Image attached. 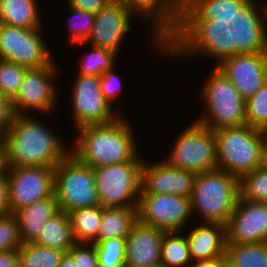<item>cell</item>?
I'll return each instance as SVG.
<instances>
[{
  "label": "cell",
  "instance_id": "6da1fadb",
  "mask_svg": "<svg viewBox=\"0 0 267 267\" xmlns=\"http://www.w3.org/2000/svg\"><path fill=\"white\" fill-rule=\"evenodd\" d=\"M198 54L214 57L215 66L245 100L267 82V46L238 20H218L203 12L189 39L168 43L167 55L172 58Z\"/></svg>",
  "mask_w": 267,
  "mask_h": 267
},
{
  "label": "cell",
  "instance_id": "7a4b0ae2",
  "mask_svg": "<svg viewBox=\"0 0 267 267\" xmlns=\"http://www.w3.org/2000/svg\"><path fill=\"white\" fill-rule=\"evenodd\" d=\"M49 126L31 116L15 115L3 134L6 167H55L70 147Z\"/></svg>",
  "mask_w": 267,
  "mask_h": 267
},
{
  "label": "cell",
  "instance_id": "3957f363",
  "mask_svg": "<svg viewBox=\"0 0 267 267\" xmlns=\"http://www.w3.org/2000/svg\"><path fill=\"white\" fill-rule=\"evenodd\" d=\"M124 118L121 116L111 123L78 128L70 153L93 169L128 161H144L138 152L131 124Z\"/></svg>",
  "mask_w": 267,
  "mask_h": 267
},
{
  "label": "cell",
  "instance_id": "277c9868",
  "mask_svg": "<svg viewBox=\"0 0 267 267\" xmlns=\"http://www.w3.org/2000/svg\"><path fill=\"white\" fill-rule=\"evenodd\" d=\"M149 19L151 43L162 56L168 54V43L189 39L197 19L203 13V0H116ZM147 18V19H146Z\"/></svg>",
  "mask_w": 267,
  "mask_h": 267
},
{
  "label": "cell",
  "instance_id": "5b68a950",
  "mask_svg": "<svg viewBox=\"0 0 267 267\" xmlns=\"http://www.w3.org/2000/svg\"><path fill=\"white\" fill-rule=\"evenodd\" d=\"M240 198L239 179L221 169L196 174L190 197L194 212L204 223L227 226Z\"/></svg>",
  "mask_w": 267,
  "mask_h": 267
},
{
  "label": "cell",
  "instance_id": "8992f818",
  "mask_svg": "<svg viewBox=\"0 0 267 267\" xmlns=\"http://www.w3.org/2000/svg\"><path fill=\"white\" fill-rule=\"evenodd\" d=\"M208 75L206 81L203 80L200 93L206 111L194 120L212 131L245 125L246 100L216 66H213Z\"/></svg>",
  "mask_w": 267,
  "mask_h": 267
},
{
  "label": "cell",
  "instance_id": "52a82bcc",
  "mask_svg": "<svg viewBox=\"0 0 267 267\" xmlns=\"http://www.w3.org/2000/svg\"><path fill=\"white\" fill-rule=\"evenodd\" d=\"M216 138L217 166L240 179L263 165V142L257 128L247 124L213 131Z\"/></svg>",
  "mask_w": 267,
  "mask_h": 267
},
{
  "label": "cell",
  "instance_id": "ba28073f",
  "mask_svg": "<svg viewBox=\"0 0 267 267\" xmlns=\"http://www.w3.org/2000/svg\"><path fill=\"white\" fill-rule=\"evenodd\" d=\"M54 170V194L59 211L68 213L100 205L93 168L69 153Z\"/></svg>",
  "mask_w": 267,
  "mask_h": 267
},
{
  "label": "cell",
  "instance_id": "9c48e42d",
  "mask_svg": "<svg viewBox=\"0 0 267 267\" xmlns=\"http://www.w3.org/2000/svg\"><path fill=\"white\" fill-rule=\"evenodd\" d=\"M178 134L165 161L176 169L195 174L217 169L216 138L211 129L197 121Z\"/></svg>",
  "mask_w": 267,
  "mask_h": 267
},
{
  "label": "cell",
  "instance_id": "30bf717a",
  "mask_svg": "<svg viewBox=\"0 0 267 267\" xmlns=\"http://www.w3.org/2000/svg\"><path fill=\"white\" fill-rule=\"evenodd\" d=\"M143 162L128 161L93 169L101 207H138Z\"/></svg>",
  "mask_w": 267,
  "mask_h": 267
},
{
  "label": "cell",
  "instance_id": "8fae6325",
  "mask_svg": "<svg viewBox=\"0 0 267 267\" xmlns=\"http://www.w3.org/2000/svg\"><path fill=\"white\" fill-rule=\"evenodd\" d=\"M44 40L41 29L0 23V59L28 69L47 66L54 58Z\"/></svg>",
  "mask_w": 267,
  "mask_h": 267
},
{
  "label": "cell",
  "instance_id": "7c38bea8",
  "mask_svg": "<svg viewBox=\"0 0 267 267\" xmlns=\"http://www.w3.org/2000/svg\"><path fill=\"white\" fill-rule=\"evenodd\" d=\"M55 62L26 70L17 95L11 100L15 115H26L27 109L47 114L56 108L58 89L52 82L58 72Z\"/></svg>",
  "mask_w": 267,
  "mask_h": 267
},
{
  "label": "cell",
  "instance_id": "4fadbf2b",
  "mask_svg": "<svg viewBox=\"0 0 267 267\" xmlns=\"http://www.w3.org/2000/svg\"><path fill=\"white\" fill-rule=\"evenodd\" d=\"M55 167H6L10 213L54 195Z\"/></svg>",
  "mask_w": 267,
  "mask_h": 267
},
{
  "label": "cell",
  "instance_id": "5bb4252c",
  "mask_svg": "<svg viewBox=\"0 0 267 267\" xmlns=\"http://www.w3.org/2000/svg\"><path fill=\"white\" fill-rule=\"evenodd\" d=\"M138 221L164 232H183L192 216L190 199L171 194H140Z\"/></svg>",
  "mask_w": 267,
  "mask_h": 267
},
{
  "label": "cell",
  "instance_id": "9a60e30c",
  "mask_svg": "<svg viewBox=\"0 0 267 267\" xmlns=\"http://www.w3.org/2000/svg\"><path fill=\"white\" fill-rule=\"evenodd\" d=\"M73 86L71 114L75 130L86 125L111 123L121 117L104 98L100 77L77 75Z\"/></svg>",
  "mask_w": 267,
  "mask_h": 267
},
{
  "label": "cell",
  "instance_id": "2e32d148",
  "mask_svg": "<svg viewBox=\"0 0 267 267\" xmlns=\"http://www.w3.org/2000/svg\"><path fill=\"white\" fill-rule=\"evenodd\" d=\"M135 13L124 3L112 0L95 13L93 29L86 43L109 49L118 55L123 38L132 30L130 23Z\"/></svg>",
  "mask_w": 267,
  "mask_h": 267
},
{
  "label": "cell",
  "instance_id": "e0dca14e",
  "mask_svg": "<svg viewBox=\"0 0 267 267\" xmlns=\"http://www.w3.org/2000/svg\"><path fill=\"white\" fill-rule=\"evenodd\" d=\"M227 244L267 242V202L238 200L226 226Z\"/></svg>",
  "mask_w": 267,
  "mask_h": 267
},
{
  "label": "cell",
  "instance_id": "ac0fdd59",
  "mask_svg": "<svg viewBox=\"0 0 267 267\" xmlns=\"http://www.w3.org/2000/svg\"><path fill=\"white\" fill-rule=\"evenodd\" d=\"M196 174L176 169L165 160L145 161L141 169L140 194H171L190 199Z\"/></svg>",
  "mask_w": 267,
  "mask_h": 267
},
{
  "label": "cell",
  "instance_id": "d6986e66",
  "mask_svg": "<svg viewBox=\"0 0 267 267\" xmlns=\"http://www.w3.org/2000/svg\"><path fill=\"white\" fill-rule=\"evenodd\" d=\"M164 231L137 221L125 239V265L161 267V241Z\"/></svg>",
  "mask_w": 267,
  "mask_h": 267
},
{
  "label": "cell",
  "instance_id": "ffe728a7",
  "mask_svg": "<svg viewBox=\"0 0 267 267\" xmlns=\"http://www.w3.org/2000/svg\"><path fill=\"white\" fill-rule=\"evenodd\" d=\"M185 234L192 262L225 258L226 226L217 223H202Z\"/></svg>",
  "mask_w": 267,
  "mask_h": 267
},
{
  "label": "cell",
  "instance_id": "44dd1931",
  "mask_svg": "<svg viewBox=\"0 0 267 267\" xmlns=\"http://www.w3.org/2000/svg\"><path fill=\"white\" fill-rule=\"evenodd\" d=\"M58 211L54 194L15 212L22 244L34 243L47 221Z\"/></svg>",
  "mask_w": 267,
  "mask_h": 267
},
{
  "label": "cell",
  "instance_id": "7402d4cb",
  "mask_svg": "<svg viewBox=\"0 0 267 267\" xmlns=\"http://www.w3.org/2000/svg\"><path fill=\"white\" fill-rule=\"evenodd\" d=\"M37 0H0V23L25 29H41Z\"/></svg>",
  "mask_w": 267,
  "mask_h": 267
},
{
  "label": "cell",
  "instance_id": "603a6c76",
  "mask_svg": "<svg viewBox=\"0 0 267 267\" xmlns=\"http://www.w3.org/2000/svg\"><path fill=\"white\" fill-rule=\"evenodd\" d=\"M138 207L103 208L98 231V243L110 238L126 239L138 221Z\"/></svg>",
  "mask_w": 267,
  "mask_h": 267
},
{
  "label": "cell",
  "instance_id": "cb8c5ba5",
  "mask_svg": "<svg viewBox=\"0 0 267 267\" xmlns=\"http://www.w3.org/2000/svg\"><path fill=\"white\" fill-rule=\"evenodd\" d=\"M37 245L60 251H67L76 243L72 234L68 213L56 212L42 228Z\"/></svg>",
  "mask_w": 267,
  "mask_h": 267
},
{
  "label": "cell",
  "instance_id": "d4e9b609",
  "mask_svg": "<svg viewBox=\"0 0 267 267\" xmlns=\"http://www.w3.org/2000/svg\"><path fill=\"white\" fill-rule=\"evenodd\" d=\"M68 216L76 243H98V231L102 217V207L100 205L70 211Z\"/></svg>",
  "mask_w": 267,
  "mask_h": 267
},
{
  "label": "cell",
  "instance_id": "484cf974",
  "mask_svg": "<svg viewBox=\"0 0 267 267\" xmlns=\"http://www.w3.org/2000/svg\"><path fill=\"white\" fill-rule=\"evenodd\" d=\"M225 262L230 267H267V242L226 244Z\"/></svg>",
  "mask_w": 267,
  "mask_h": 267
},
{
  "label": "cell",
  "instance_id": "4316f807",
  "mask_svg": "<svg viewBox=\"0 0 267 267\" xmlns=\"http://www.w3.org/2000/svg\"><path fill=\"white\" fill-rule=\"evenodd\" d=\"M191 263L184 233L164 232L161 241V267H188Z\"/></svg>",
  "mask_w": 267,
  "mask_h": 267
},
{
  "label": "cell",
  "instance_id": "83f0119b",
  "mask_svg": "<svg viewBox=\"0 0 267 267\" xmlns=\"http://www.w3.org/2000/svg\"><path fill=\"white\" fill-rule=\"evenodd\" d=\"M66 252L35 243L22 244L18 249L20 267H57Z\"/></svg>",
  "mask_w": 267,
  "mask_h": 267
},
{
  "label": "cell",
  "instance_id": "f1b7e54d",
  "mask_svg": "<svg viewBox=\"0 0 267 267\" xmlns=\"http://www.w3.org/2000/svg\"><path fill=\"white\" fill-rule=\"evenodd\" d=\"M118 55L109 49L91 45V51L81 57L79 71L76 75L100 77L116 65Z\"/></svg>",
  "mask_w": 267,
  "mask_h": 267
},
{
  "label": "cell",
  "instance_id": "f546056e",
  "mask_svg": "<svg viewBox=\"0 0 267 267\" xmlns=\"http://www.w3.org/2000/svg\"><path fill=\"white\" fill-rule=\"evenodd\" d=\"M257 0H203V12L218 20H239Z\"/></svg>",
  "mask_w": 267,
  "mask_h": 267
},
{
  "label": "cell",
  "instance_id": "4dcf8cb0",
  "mask_svg": "<svg viewBox=\"0 0 267 267\" xmlns=\"http://www.w3.org/2000/svg\"><path fill=\"white\" fill-rule=\"evenodd\" d=\"M240 199L267 202V168L260 166L239 179Z\"/></svg>",
  "mask_w": 267,
  "mask_h": 267
},
{
  "label": "cell",
  "instance_id": "1f68e13d",
  "mask_svg": "<svg viewBox=\"0 0 267 267\" xmlns=\"http://www.w3.org/2000/svg\"><path fill=\"white\" fill-rule=\"evenodd\" d=\"M94 245L99 267H123L125 265V239L110 238Z\"/></svg>",
  "mask_w": 267,
  "mask_h": 267
},
{
  "label": "cell",
  "instance_id": "d6a6232c",
  "mask_svg": "<svg viewBox=\"0 0 267 267\" xmlns=\"http://www.w3.org/2000/svg\"><path fill=\"white\" fill-rule=\"evenodd\" d=\"M68 7L72 14L67 22L68 26L70 25V39L73 43L85 45L93 29L95 13L80 10L71 6Z\"/></svg>",
  "mask_w": 267,
  "mask_h": 267
},
{
  "label": "cell",
  "instance_id": "836d02e7",
  "mask_svg": "<svg viewBox=\"0 0 267 267\" xmlns=\"http://www.w3.org/2000/svg\"><path fill=\"white\" fill-rule=\"evenodd\" d=\"M27 69L0 59V92L12 100L17 95Z\"/></svg>",
  "mask_w": 267,
  "mask_h": 267
},
{
  "label": "cell",
  "instance_id": "e575fe53",
  "mask_svg": "<svg viewBox=\"0 0 267 267\" xmlns=\"http://www.w3.org/2000/svg\"><path fill=\"white\" fill-rule=\"evenodd\" d=\"M238 21L267 46V3L256 2Z\"/></svg>",
  "mask_w": 267,
  "mask_h": 267
},
{
  "label": "cell",
  "instance_id": "d590c367",
  "mask_svg": "<svg viewBox=\"0 0 267 267\" xmlns=\"http://www.w3.org/2000/svg\"><path fill=\"white\" fill-rule=\"evenodd\" d=\"M246 124L258 128L267 121V82L246 100Z\"/></svg>",
  "mask_w": 267,
  "mask_h": 267
},
{
  "label": "cell",
  "instance_id": "8d00e7d4",
  "mask_svg": "<svg viewBox=\"0 0 267 267\" xmlns=\"http://www.w3.org/2000/svg\"><path fill=\"white\" fill-rule=\"evenodd\" d=\"M22 245L14 213L0 216V252L18 250Z\"/></svg>",
  "mask_w": 267,
  "mask_h": 267
},
{
  "label": "cell",
  "instance_id": "74e56055",
  "mask_svg": "<svg viewBox=\"0 0 267 267\" xmlns=\"http://www.w3.org/2000/svg\"><path fill=\"white\" fill-rule=\"evenodd\" d=\"M67 253L72 257L76 267H99L94 244L75 243Z\"/></svg>",
  "mask_w": 267,
  "mask_h": 267
},
{
  "label": "cell",
  "instance_id": "f35d334b",
  "mask_svg": "<svg viewBox=\"0 0 267 267\" xmlns=\"http://www.w3.org/2000/svg\"><path fill=\"white\" fill-rule=\"evenodd\" d=\"M115 67V68H114ZM116 65L100 76V90L104 98L114 107L113 102L120 96L122 83L119 75L116 74Z\"/></svg>",
  "mask_w": 267,
  "mask_h": 267
},
{
  "label": "cell",
  "instance_id": "ab89813d",
  "mask_svg": "<svg viewBox=\"0 0 267 267\" xmlns=\"http://www.w3.org/2000/svg\"><path fill=\"white\" fill-rule=\"evenodd\" d=\"M15 114L12 101L0 92V134L3 135L12 123Z\"/></svg>",
  "mask_w": 267,
  "mask_h": 267
},
{
  "label": "cell",
  "instance_id": "60d3db41",
  "mask_svg": "<svg viewBox=\"0 0 267 267\" xmlns=\"http://www.w3.org/2000/svg\"><path fill=\"white\" fill-rule=\"evenodd\" d=\"M111 1L112 0H67V5L87 12L97 13Z\"/></svg>",
  "mask_w": 267,
  "mask_h": 267
},
{
  "label": "cell",
  "instance_id": "b9f144b4",
  "mask_svg": "<svg viewBox=\"0 0 267 267\" xmlns=\"http://www.w3.org/2000/svg\"><path fill=\"white\" fill-rule=\"evenodd\" d=\"M10 213L9 187L6 173L0 174V216Z\"/></svg>",
  "mask_w": 267,
  "mask_h": 267
},
{
  "label": "cell",
  "instance_id": "7bdbcfd3",
  "mask_svg": "<svg viewBox=\"0 0 267 267\" xmlns=\"http://www.w3.org/2000/svg\"><path fill=\"white\" fill-rule=\"evenodd\" d=\"M0 267H20L18 250L0 252Z\"/></svg>",
  "mask_w": 267,
  "mask_h": 267
},
{
  "label": "cell",
  "instance_id": "ee69618b",
  "mask_svg": "<svg viewBox=\"0 0 267 267\" xmlns=\"http://www.w3.org/2000/svg\"><path fill=\"white\" fill-rule=\"evenodd\" d=\"M225 258L203 260L192 262L188 267H222L225 264Z\"/></svg>",
  "mask_w": 267,
  "mask_h": 267
},
{
  "label": "cell",
  "instance_id": "f6af8a7d",
  "mask_svg": "<svg viewBox=\"0 0 267 267\" xmlns=\"http://www.w3.org/2000/svg\"><path fill=\"white\" fill-rule=\"evenodd\" d=\"M6 170L5 164V146L3 135L0 134V174H4Z\"/></svg>",
  "mask_w": 267,
  "mask_h": 267
},
{
  "label": "cell",
  "instance_id": "bcb514c9",
  "mask_svg": "<svg viewBox=\"0 0 267 267\" xmlns=\"http://www.w3.org/2000/svg\"><path fill=\"white\" fill-rule=\"evenodd\" d=\"M57 267H76L72 257L65 253Z\"/></svg>",
  "mask_w": 267,
  "mask_h": 267
},
{
  "label": "cell",
  "instance_id": "7dc6e473",
  "mask_svg": "<svg viewBox=\"0 0 267 267\" xmlns=\"http://www.w3.org/2000/svg\"><path fill=\"white\" fill-rule=\"evenodd\" d=\"M260 134V138L263 142V146H267V121L257 128Z\"/></svg>",
  "mask_w": 267,
  "mask_h": 267
},
{
  "label": "cell",
  "instance_id": "c3c4849f",
  "mask_svg": "<svg viewBox=\"0 0 267 267\" xmlns=\"http://www.w3.org/2000/svg\"><path fill=\"white\" fill-rule=\"evenodd\" d=\"M263 166L267 168V146L263 149Z\"/></svg>",
  "mask_w": 267,
  "mask_h": 267
},
{
  "label": "cell",
  "instance_id": "681fc988",
  "mask_svg": "<svg viewBox=\"0 0 267 267\" xmlns=\"http://www.w3.org/2000/svg\"><path fill=\"white\" fill-rule=\"evenodd\" d=\"M222 267H230V266L225 263Z\"/></svg>",
  "mask_w": 267,
  "mask_h": 267
}]
</instances>
